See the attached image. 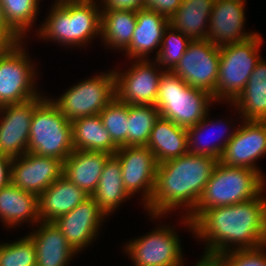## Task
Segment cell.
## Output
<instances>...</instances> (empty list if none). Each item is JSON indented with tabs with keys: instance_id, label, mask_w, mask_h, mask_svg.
Here are the masks:
<instances>
[{
	"instance_id": "1",
	"label": "cell",
	"mask_w": 266,
	"mask_h": 266,
	"mask_svg": "<svg viewBox=\"0 0 266 266\" xmlns=\"http://www.w3.org/2000/svg\"><path fill=\"white\" fill-rule=\"evenodd\" d=\"M263 194L262 191L242 203L206 209L192 222L191 233L206 243L203 258L215 259L228 251L266 245V196Z\"/></svg>"
},
{
	"instance_id": "2",
	"label": "cell",
	"mask_w": 266,
	"mask_h": 266,
	"mask_svg": "<svg viewBox=\"0 0 266 266\" xmlns=\"http://www.w3.org/2000/svg\"><path fill=\"white\" fill-rule=\"evenodd\" d=\"M217 162L211 156L186 153L158 164L154 191L144 210L151 219L159 220L182 208L185 214L181 223L191 232L192 223L187 217L195 210Z\"/></svg>"
},
{
	"instance_id": "3",
	"label": "cell",
	"mask_w": 266,
	"mask_h": 266,
	"mask_svg": "<svg viewBox=\"0 0 266 266\" xmlns=\"http://www.w3.org/2000/svg\"><path fill=\"white\" fill-rule=\"evenodd\" d=\"M98 4V0H55L36 36L65 47L87 46L96 36L100 38L101 6Z\"/></svg>"
},
{
	"instance_id": "4",
	"label": "cell",
	"mask_w": 266,
	"mask_h": 266,
	"mask_svg": "<svg viewBox=\"0 0 266 266\" xmlns=\"http://www.w3.org/2000/svg\"><path fill=\"white\" fill-rule=\"evenodd\" d=\"M265 185V179L257 171L226 166L218 161L195 210L187 219L192 223L206 209L249 201L265 191Z\"/></svg>"
},
{
	"instance_id": "5",
	"label": "cell",
	"mask_w": 266,
	"mask_h": 266,
	"mask_svg": "<svg viewBox=\"0 0 266 266\" xmlns=\"http://www.w3.org/2000/svg\"><path fill=\"white\" fill-rule=\"evenodd\" d=\"M212 103L209 92L191 87L173 71L161 75L155 101L160 117L187 129L204 119Z\"/></svg>"
},
{
	"instance_id": "6",
	"label": "cell",
	"mask_w": 266,
	"mask_h": 266,
	"mask_svg": "<svg viewBox=\"0 0 266 266\" xmlns=\"http://www.w3.org/2000/svg\"><path fill=\"white\" fill-rule=\"evenodd\" d=\"M49 98L34 109L27 152L64 162L74 150L72 125Z\"/></svg>"
},
{
	"instance_id": "7",
	"label": "cell",
	"mask_w": 266,
	"mask_h": 266,
	"mask_svg": "<svg viewBox=\"0 0 266 266\" xmlns=\"http://www.w3.org/2000/svg\"><path fill=\"white\" fill-rule=\"evenodd\" d=\"M263 39L260 33L234 44L219 47L216 101L232 103L244 90L251 73L261 60ZM225 100V101H223Z\"/></svg>"
},
{
	"instance_id": "8",
	"label": "cell",
	"mask_w": 266,
	"mask_h": 266,
	"mask_svg": "<svg viewBox=\"0 0 266 266\" xmlns=\"http://www.w3.org/2000/svg\"><path fill=\"white\" fill-rule=\"evenodd\" d=\"M25 44V40H21L0 52V107L41 95L36 86L37 68L26 52Z\"/></svg>"
},
{
	"instance_id": "9",
	"label": "cell",
	"mask_w": 266,
	"mask_h": 266,
	"mask_svg": "<svg viewBox=\"0 0 266 266\" xmlns=\"http://www.w3.org/2000/svg\"><path fill=\"white\" fill-rule=\"evenodd\" d=\"M106 72L84 79L51 101L70 122L98 115L115 98L114 70Z\"/></svg>"
},
{
	"instance_id": "10",
	"label": "cell",
	"mask_w": 266,
	"mask_h": 266,
	"mask_svg": "<svg viewBox=\"0 0 266 266\" xmlns=\"http://www.w3.org/2000/svg\"><path fill=\"white\" fill-rule=\"evenodd\" d=\"M160 225L125 244L123 249L133 266H184L183 250L175 227L169 223V226Z\"/></svg>"
},
{
	"instance_id": "11",
	"label": "cell",
	"mask_w": 266,
	"mask_h": 266,
	"mask_svg": "<svg viewBox=\"0 0 266 266\" xmlns=\"http://www.w3.org/2000/svg\"><path fill=\"white\" fill-rule=\"evenodd\" d=\"M220 49L209 40H192L173 72L191 87L209 92L216 102Z\"/></svg>"
},
{
	"instance_id": "12",
	"label": "cell",
	"mask_w": 266,
	"mask_h": 266,
	"mask_svg": "<svg viewBox=\"0 0 266 266\" xmlns=\"http://www.w3.org/2000/svg\"><path fill=\"white\" fill-rule=\"evenodd\" d=\"M153 61L134 60L132 67L123 70L125 73L114 69L115 98L118 101L132 105H155L164 70Z\"/></svg>"
},
{
	"instance_id": "13",
	"label": "cell",
	"mask_w": 266,
	"mask_h": 266,
	"mask_svg": "<svg viewBox=\"0 0 266 266\" xmlns=\"http://www.w3.org/2000/svg\"><path fill=\"white\" fill-rule=\"evenodd\" d=\"M47 97L39 95L0 107V153L11 158L27 152L34 109Z\"/></svg>"
},
{
	"instance_id": "14",
	"label": "cell",
	"mask_w": 266,
	"mask_h": 266,
	"mask_svg": "<svg viewBox=\"0 0 266 266\" xmlns=\"http://www.w3.org/2000/svg\"><path fill=\"white\" fill-rule=\"evenodd\" d=\"M114 156L120 161L122 180L126 191L142 193V205L150 202L156 181L157 162L147 146L120 147Z\"/></svg>"
},
{
	"instance_id": "15",
	"label": "cell",
	"mask_w": 266,
	"mask_h": 266,
	"mask_svg": "<svg viewBox=\"0 0 266 266\" xmlns=\"http://www.w3.org/2000/svg\"><path fill=\"white\" fill-rule=\"evenodd\" d=\"M235 127L236 132L219 162L226 166L253 169L266 179L255 163L266 154V121L243 120L242 125Z\"/></svg>"
},
{
	"instance_id": "16",
	"label": "cell",
	"mask_w": 266,
	"mask_h": 266,
	"mask_svg": "<svg viewBox=\"0 0 266 266\" xmlns=\"http://www.w3.org/2000/svg\"><path fill=\"white\" fill-rule=\"evenodd\" d=\"M106 217L108 218L93 197L88 196L72 211L60 216L54 223L71 247L79 254L95 241Z\"/></svg>"
},
{
	"instance_id": "17",
	"label": "cell",
	"mask_w": 266,
	"mask_h": 266,
	"mask_svg": "<svg viewBox=\"0 0 266 266\" xmlns=\"http://www.w3.org/2000/svg\"><path fill=\"white\" fill-rule=\"evenodd\" d=\"M63 175V162L57 158L26 152L12 158L11 183L39 196Z\"/></svg>"
},
{
	"instance_id": "18",
	"label": "cell",
	"mask_w": 266,
	"mask_h": 266,
	"mask_svg": "<svg viewBox=\"0 0 266 266\" xmlns=\"http://www.w3.org/2000/svg\"><path fill=\"white\" fill-rule=\"evenodd\" d=\"M245 2L246 0H215L207 32V40L212 45L221 47L239 43L257 34L244 29Z\"/></svg>"
},
{
	"instance_id": "19",
	"label": "cell",
	"mask_w": 266,
	"mask_h": 266,
	"mask_svg": "<svg viewBox=\"0 0 266 266\" xmlns=\"http://www.w3.org/2000/svg\"><path fill=\"white\" fill-rule=\"evenodd\" d=\"M36 227L38 228L28 234L34 242L36 266H69L70 260L78 253L57 225L54 222L40 221Z\"/></svg>"
},
{
	"instance_id": "20",
	"label": "cell",
	"mask_w": 266,
	"mask_h": 266,
	"mask_svg": "<svg viewBox=\"0 0 266 266\" xmlns=\"http://www.w3.org/2000/svg\"><path fill=\"white\" fill-rule=\"evenodd\" d=\"M168 25L169 20L155 11L146 9L137 11V24L130 46L124 51L128 59L147 60L149 54L156 49L157 57Z\"/></svg>"
},
{
	"instance_id": "21",
	"label": "cell",
	"mask_w": 266,
	"mask_h": 266,
	"mask_svg": "<svg viewBox=\"0 0 266 266\" xmlns=\"http://www.w3.org/2000/svg\"><path fill=\"white\" fill-rule=\"evenodd\" d=\"M111 156L101 151L73 150L63 162V176L91 196Z\"/></svg>"
},
{
	"instance_id": "22",
	"label": "cell",
	"mask_w": 266,
	"mask_h": 266,
	"mask_svg": "<svg viewBox=\"0 0 266 266\" xmlns=\"http://www.w3.org/2000/svg\"><path fill=\"white\" fill-rule=\"evenodd\" d=\"M87 197L82 189L62 175L38 196L39 219L54 222L72 211Z\"/></svg>"
},
{
	"instance_id": "23",
	"label": "cell",
	"mask_w": 266,
	"mask_h": 266,
	"mask_svg": "<svg viewBox=\"0 0 266 266\" xmlns=\"http://www.w3.org/2000/svg\"><path fill=\"white\" fill-rule=\"evenodd\" d=\"M0 221L7 229L28 222L30 225H36L40 222L38 196L10 182L0 189Z\"/></svg>"
},
{
	"instance_id": "24",
	"label": "cell",
	"mask_w": 266,
	"mask_h": 266,
	"mask_svg": "<svg viewBox=\"0 0 266 266\" xmlns=\"http://www.w3.org/2000/svg\"><path fill=\"white\" fill-rule=\"evenodd\" d=\"M242 121H266V61L257 63L240 95L230 103Z\"/></svg>"
},
{
	"instance_id": "25",
	"label": "cell",
	"mask_w": 266,
	"mask_h": 266,
	"mask_svg": "<svg viewBox=\"0 0 266 266\" xmlns=\"http://www.w3.org/2000/svg\"><path fill=\"white\" fill-rule=\"evenodd\" d=\"M146 146L153 152L157 164L178 158L188 153L187 129L159 117Z\"/></svg>"
},
{
	"instance_id": "26",
	"label": "cell",
	"mask_w": 266,
	"mask_h": 266,
	"mask_svg": "<svg viewBox=\"0 0 266 266\" xmlns=\"http://www.w3.org/2000/svg\"><path fill=\"white\" fill-rule=\"evenodd\" d=\"M215 0H183L169 25L192 40H206Z\"/></svg>"
},
{
	"instance_id": "27",
	"label": "cell",
	"mask_w": 266,
	"mask_h": 266,
	"mask_svg": "<svg viewBox=\"0 0 266 266\" xmlns=\"http://www.w3.org/2000/svg\"><path fill=\"white\" fill-rule=\"evenodd\" d=\"M121 172L120 161L112 155L106 161L97 188L91 195L108 217L132 197L124 187Z\"/></svg>"
},
{
	"instance_id": "28",
	"label": "cell",
	"mask_w": 266,
	"mask_h": 266,
	"mask_svg": "<svg viewBox=\"0 0 266 266\" xmlns=\"http://www.w3.org/2000/svg\"><path fill=\"white\" fill-rule=\"evenodd\" d=\"M208 115L210 116V113H207V115L204 117V119L202 121H200L198 124H196L190 128H187L188 153H192V154H196V155L211 156V157H213L219 161L225 147L227 146V143L233 138V136L236 132V128L232 124L229 123L230 120L223 122L222 120L219 121V119H218L215 122L214 120L212 121L211 119H209ZM221 126H223V128L224 127L225 128L222 130V133H221V130L217 132L218 135H216V137H218V138H215L217 141L216 140L211 141L212 138H211V136L209 137V135H207L209 138H207V136H204L205 138H203V136H202L203 133L206 134V131L209 132L208 130H210V128L211 129H215V128L216 129L217 128L222 129ZM231 126L233 127V129L234 128L235 129L231 130V128H232ZM228 128L230 130H227ZM226 131H227V133H226ZM228 131H230V132H228ZM224 133H225V136H224ZM212 136L214 137L213 134H212ZM210 138H211V140L208 141V139H210ZM205 139H207V140L205 141ZM220 139H222V141H220ZM215 142H217V143H215Z\"/></svg>"
},
{
	"instance_id": "29",
	"label": "cell",
	"mask_w": 266,
	"mask_h": 266,
	"mask_svg": "<svg viewBox=\"0 0 266 266\" xmlns=\"http://www.w3.org/2000/svg\"><path fill=\"white\" fill-rule=\"evenodd\" d=\"M74 150L101 151L114 155L119 149L98 115L86 116L71 122Z\"/></svg>"
},
{
	"instance_id": "30",
	"label": "cell",
	"mask_w": 266,
	"mask_h": 266,
	"mask_svg": "<svg viewBox=\"0 0 266 266\" xmlns=\"http://www.w3.org/2000/svg\"><path fill=\"white\" fill-rule=\"evenodd\" d=\"M136 24L135 11H101L100 39L103 41L101 43L107 48L124 52L130 46Z\"/></svg>"
},
{
	"instance_id": "31",
	"label": "cell",
	"mask_w": 266,
	"mask_h": 266,
	"mask_svg": "<svg viewBox=\"0 0 266 266\" xmlns=\"http://www.w3.org/2000/svg\"><path fill=\"white\" fill-rule=\"evenodd\" d=\"M40 0H0L3 16L8 27L21 39L35 26Z\"/></svg>"
},
{
	"instance_id": "32",
	"label": "cell",
	"mask_w": 266,
	"mask_h": 266,
	"mask_svg": "<svg viewBox=\"0 0 266 266\" xmlns=\"http://www.w3.org/2000/svg\"><path fill=\"white\" fill-rule=\"evenodd\" d=\"M159 117L155 105L128 104L127 146H146Z\"/></svg>"
},
{
	"instance_id": "33",
	"label": "cell",
	"mask_w": 266,
	"mask_h": 266,
	"mask_svg": "<svg viewBox=\"0 0 266 266\" xmlns=\"http://www.w3.org/2000/svg\"><path fill=\"white\" fill-rule=\"evenodd\" d=\"M192 39L170 25L164 31L161 46L154 60L164 71H173L187 50Z\"/></svg>"
},
{
	"instance_id": "34",
	"label": "cell",
	"mask_w": 266,
	"mask_h": 266,
	"mask_svg": "<svg viewBox=\"0 0 266 266\" xmlns=\"http://www.w3.org/2000/svg\"><path fill=\"white\" fill-rule=\"evenodd\" d=\"M99 116L113 143L118 148L127 146L128 104L114 98Z\"/></svg>"
},
{
	"instance_id": "35",
	"label": "cell",
	"mask_w": 266,
	"mask_h": 266,
	"mask_svg": "<svg viewBox=\"0 0 266 266\" xmlns=\"http://www.w3.org/2000/svg\"><path fill=\"white\" fill-rule=\"evenodd\" d=\"M0 266H36L32 239L26 235L10 243H0Z\"/></svg>"
},
{
	"instance_id": "36",
	"label": "cell",
	"mask_w": 266,
	"mask_h": 266,
	"mask_svg": "<svg viewBox=\"0 0 266 266\" xmlns=\"http://www.w3.org/2000/svg\"><path fill=\"white\" fill-rule=\"evenodd\" d=\"M265 247L228 251L216 257L215 261L219 266H266Z\"/></svg>"
},
{
	"instance_id": "37",
	"label": "cell",
	"mask_w": 266,
	"mask_h": 266,
	"mask_svg": "<svg viewBox=\"0 0 266 266\" xmlns=\"http://www.w3.org/2000/svg\"><path fill=\"white\" fill-rule=\"evenodd\" d=\"M183 0H143L144 9L155 11L170 19L181 6Z\"/></svg>"
},
{
	"instance_id": "38",
	"label": "cell",
	"mask_w": 266,
	"mask_h": 266,
	"mask_svg": "<svg viewBox=\"0 0 266 266\" xmlns=\"http://www.w3.org/2000/svg\"><path fill=\"white\" fill-rule=\"evenodd\" d=\"M101 1V2H100ZM101 11L130 10L139 11L144 9L143 0H99Z\"/></svg>"
},
{
	"instance_id": "39",
	"label": "cell",
	"mask_w": 266,
	"mask_h": 266,
	"mask_svg": "<svg viewBox=\"0 0 266 266\" xmlns=\"http://www.w3.org/2000/svg\"><path fill=\"white\" fill-rule=\"evenodd\" d=\"M12 158L0 153V189L11 182Z\"/></svg>"
},
{
	"instance_id": "40",
	"label": "cell",
	"mask_w": 266,
	"mask_h": 266,
	"mask_svg": "<svg viewBox=\"0 0 266 266\" xmlns=\"http://www.w3.org/2000/svg\"><path fill=\"white\" fill-rule=\"evenodd\" d=\"M0 38L7 45H11L21 41V39L8 27L7 23L5 22L1 4H0Z\"/></svg>"
},
{
	"instance_id": "41",
	"label": "cell",
	"mask_w": 266,
	"mask_h": 266,
	"mask_svg": "<svg viewBox=\"0 0 266 266\" xmlns=\"http://www.w3.org/2000/svg\"><path fill=\"white\" fill-rule=\"evenodd\" d=\"M194 266H219L215 259L200 257V260Z\"/></svg>"
},
{
	"instance_id": "42",
	"label": "cell",
	"mask_w": 266,
	"mask_h": 266,
	"mask_svg": "<svg viewBox=\"0 0 266 266\" xmlns=\"http://www.w3.org/2000/svg\"><path fill=\"white\" fill-rule=\"evenodd\" d=\"M7 46V44L0 38V52Z\"/></svg>"
}]
</instances>
